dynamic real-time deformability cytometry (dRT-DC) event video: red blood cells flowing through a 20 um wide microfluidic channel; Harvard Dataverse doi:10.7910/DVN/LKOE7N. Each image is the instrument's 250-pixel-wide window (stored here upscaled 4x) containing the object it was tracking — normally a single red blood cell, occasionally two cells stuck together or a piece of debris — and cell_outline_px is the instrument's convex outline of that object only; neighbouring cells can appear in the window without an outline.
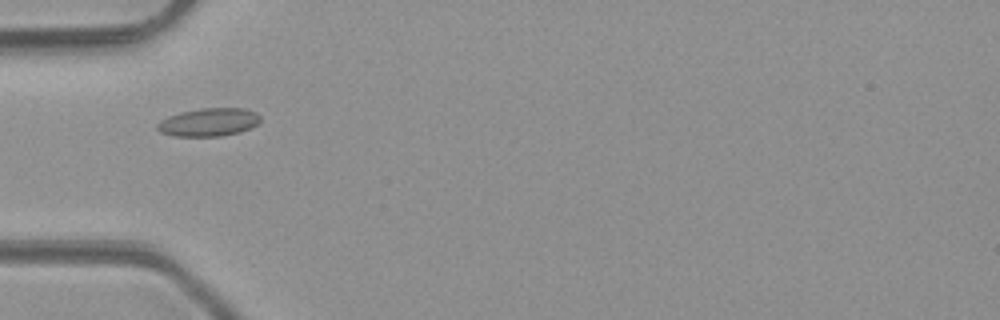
{"species": "common noctule bat (a hibernating species)", "species_latin": "Nyctalus noctula", "temperature_condition": "room temperature", "stored_images_in_passage": 4, "camera_frame_rate_fps": 3000, "um_per_image_px": 0.085, "animal": {"sex": "male", "body_mass_g": 23.1, "forearm_length_mm": 52.7}, "frame": {"image": 1, "passage_image": 2, "time_ms": 1.333, "image_size_px": [1000, 320], "cell_outline_px": [[260, 120], [252, 128], [240, 132], [220, 136], [172, 136], [160, 132], [156, 128], [156, 124], [160, 120], [168, 116], [180, 112], [200, 108], [244, 108], [256, 112], [260, 116]], "centroid_in_image_um": [17.72, 10.38], "position_along_channel_um": 67.3, "area_um2": 17.05}}
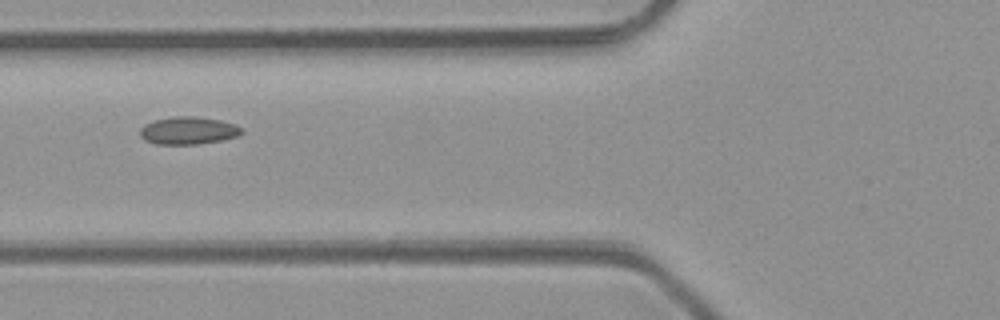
{"frame": {"image": 2, "passage_image": 3, "time_ms": 2.333, "image_size_px": [1000, 320], "cell_outline_px": [[244, 132], [236, 136], [220, 140], [196, 144], [156, 144], [144, 140], [140, 136], [140, 128], [144, 124], [152, 120], [172, 116], [196, 116], [220, 120], [236, 124], [244, 128]], "centroid_in_image_um": [15.99, 11.08], "position_along_channel_um": 109.8, "area_um2": 16.53}}
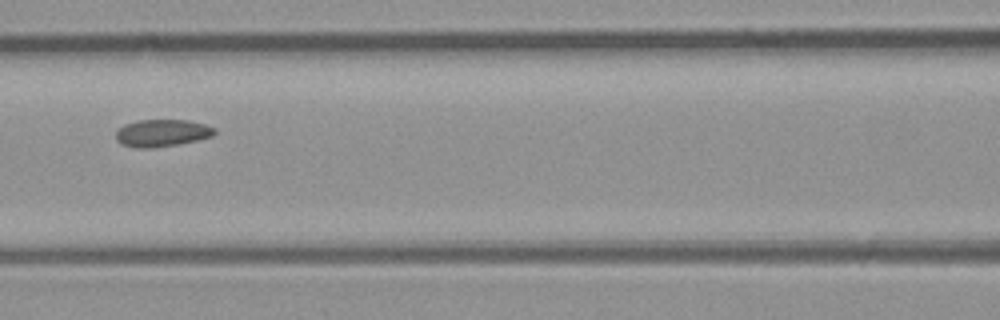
{"frame": {"image": 3, "passage_image": 4, "time_ms": 3.333, "image_size_px": [1000, 320], "cell_outline_px": [[216, 132], [212, 136], [196, 140], [176, 144], [152, 148], [140, 148], [120, 144], [116, 140], [116, 132], [124, 124], [136, 120], [188, 120], [204, 124], [216, 128]], "centroid_in_image_um": [13.75, 11.3], "position_along_channel_um": 152.8, "area_um2": 15.61}}